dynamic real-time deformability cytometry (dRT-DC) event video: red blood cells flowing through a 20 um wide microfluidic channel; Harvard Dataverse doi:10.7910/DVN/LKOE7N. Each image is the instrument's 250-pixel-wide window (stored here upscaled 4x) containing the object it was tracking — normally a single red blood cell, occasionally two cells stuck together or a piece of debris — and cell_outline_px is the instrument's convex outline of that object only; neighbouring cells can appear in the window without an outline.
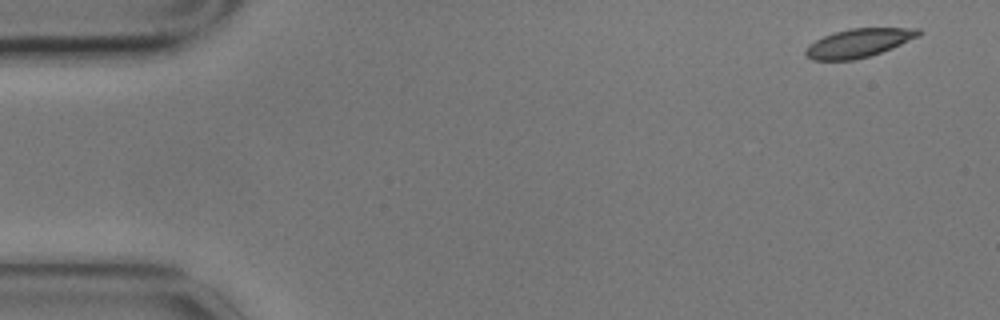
{"species": "common noctule bat (a hibernating species)", "species_latin": "Nyctalus noctula", "temperature_condition": "cold", "stored_images_in_passage": 7, "camera_frame_rate_fps": 3000, "um_per_image_px": 0.085, "animal": {"sex": "male", "body_mass_g": 17.9}, "frame": {"image": 1, "passage_image": 1, "time_ms": 0.0, "image_size_px": [1000, 320], "cell_outline_px": [[924, 32], [920, 36], [892, 48], [868, 56], [852, 60], [812, 60], [804, 52], [816, 40], [824, 36], [836, 32], [852, 28], [920, 28]], "centroid_in_image_um": [73.06, 3.64], "position_along_channel_um": 11.9, "area_um2": 18.55}}
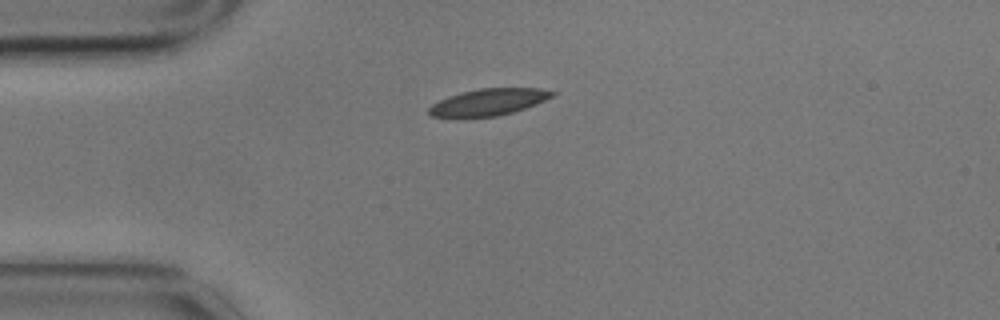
{"frame": {"image": 2, "passage_image": 4, "time_ms": 1.0, "image_size_px": [1000, 320], "cell_outline_px": [[556, 92], [552, 96], [536, 104], [512, 112], [496, 116], [432, 116], [428, 112], [428, 108], [432, 104], [448, 96], [480, 88], [540, 88]], "centroid_in_image_um": [41.54, 8.66], "position_along_channel_um": 43.5, "area_um2": 18.67}}